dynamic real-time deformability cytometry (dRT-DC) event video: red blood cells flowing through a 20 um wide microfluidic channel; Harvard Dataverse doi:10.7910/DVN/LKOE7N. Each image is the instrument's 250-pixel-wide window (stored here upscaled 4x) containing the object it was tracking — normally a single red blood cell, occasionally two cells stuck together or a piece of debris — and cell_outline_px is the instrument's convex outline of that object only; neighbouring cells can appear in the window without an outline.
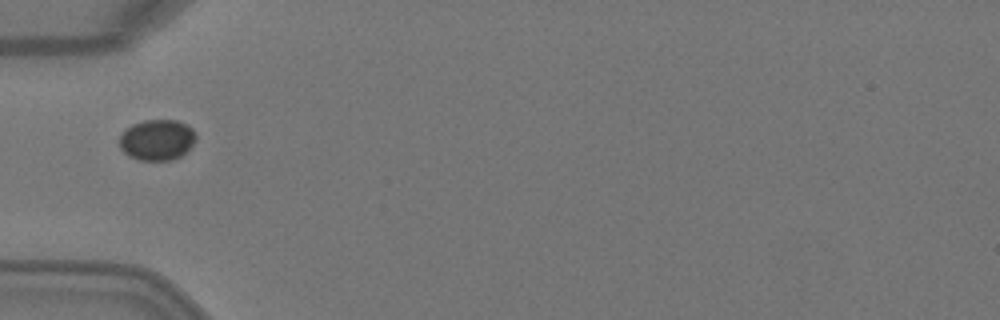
{"species": "Egyptian fruit bat (a non-hibernating species)", "species_latin": "Rousettus aegyptiacus", "temperature_condition": "warm", "stored_images_in_passage": 1, "camera_frame_rate_fps": 3000, "um_per_image_px": 0.085, "animal": {"sex": "female"}, "frame": {"image": 1, "passage_image": 1, "time_ms": 0.0, "image_size_px": [1000, 320], "cell_outline_px": [[196, 140], [180, 156], [172, 160], [140, 160], [128, 156], [120, 148], [120, 136], [124, 128], [132, 124], [144, 120], [176, 120], [188, 124], [196, 132]], "centroid_in_image_um": [13.34, 11.87], "position_along_channel_um": 71.7, "area_um2": 18.32}}